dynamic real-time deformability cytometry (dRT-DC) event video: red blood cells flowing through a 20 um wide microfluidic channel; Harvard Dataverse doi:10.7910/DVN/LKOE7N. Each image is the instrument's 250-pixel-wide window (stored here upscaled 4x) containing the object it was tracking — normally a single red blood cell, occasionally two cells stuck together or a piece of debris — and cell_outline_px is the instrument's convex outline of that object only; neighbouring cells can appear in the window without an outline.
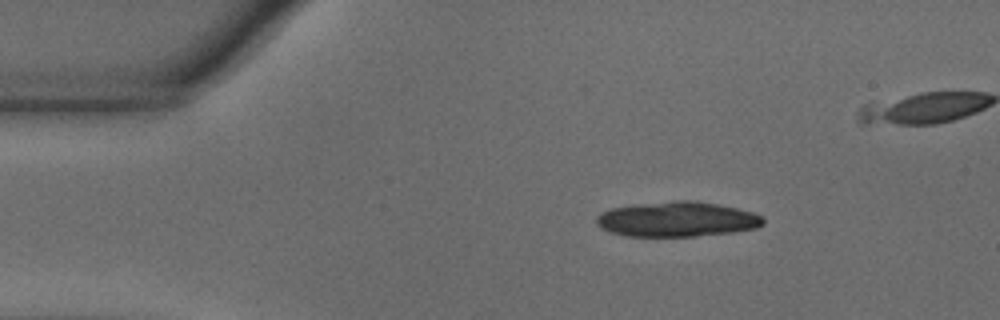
{"species": "common noctule bat (a hibernating species)", "species_latin": "Nyctalus noctula", "temperature_condition": "warm", "stored_images_in_passage": 26, "camera_frame_rate_fps": 3000, "um_per_image_px": 0.085, "animal": {"sex": "male", "body_mass_g": 18.8}, "frame": {"image": 1, "passage_image": 1, "time_ms": 0.0, "image_size_px": [1000, 320], "cell_outline_px": [[764, 224], [756, 228], [732, 232], [696, 236], [628, 236], [608, 232], [600, 228], [596, 224], [596, 216], [600, 212], [612, 208], [632, 204], [676, 200], [696, 200], [736, 208], [752, 212], [764, 216]], "centroid_in_image_um": [57.52, 18.63], "position_along_channel_um": 27.5, "area_um2": 34.33}}